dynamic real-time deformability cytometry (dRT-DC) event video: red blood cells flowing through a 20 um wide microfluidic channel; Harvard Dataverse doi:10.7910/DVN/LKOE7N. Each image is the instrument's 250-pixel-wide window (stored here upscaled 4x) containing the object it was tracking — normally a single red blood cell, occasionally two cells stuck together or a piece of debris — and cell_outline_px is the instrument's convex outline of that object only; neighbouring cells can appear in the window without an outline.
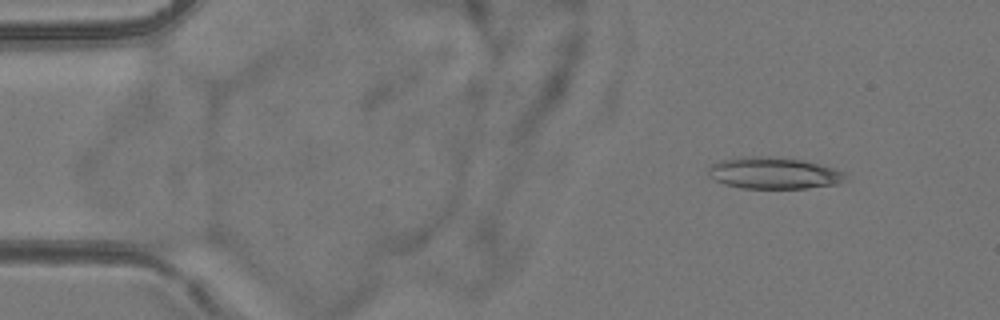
{"species": "common noctule bat (a hibernating species)", "species_latin": "Nyctalus noctula", "temperature_condition": "room temperature", "stored_images_in_passage": 5, "camera_frame_rate_fps": 3000, "um_per_image_px": 0.085, "animal": {"sex": "female", "body_mass_g": 24.6, "forearm_length_mm": 56.2}, "frame": {"image": 1, "passage_image": 2, "time_ms": 2.0, "image_size_px": [1000, 320], "cell_outline_px": [[848, 180], [836, 184], [808, 188], [740, 188], [724, 184], [708, 176], [708, 168], [712, 164], [720, 160], [748, 156], [772, 156], [804, 160], [832, 168], [844, 172]], "centroid_in_image_um": [65.76, 14.71], "position_along_channel_um": 19.2, "area_um2": 25.37}}